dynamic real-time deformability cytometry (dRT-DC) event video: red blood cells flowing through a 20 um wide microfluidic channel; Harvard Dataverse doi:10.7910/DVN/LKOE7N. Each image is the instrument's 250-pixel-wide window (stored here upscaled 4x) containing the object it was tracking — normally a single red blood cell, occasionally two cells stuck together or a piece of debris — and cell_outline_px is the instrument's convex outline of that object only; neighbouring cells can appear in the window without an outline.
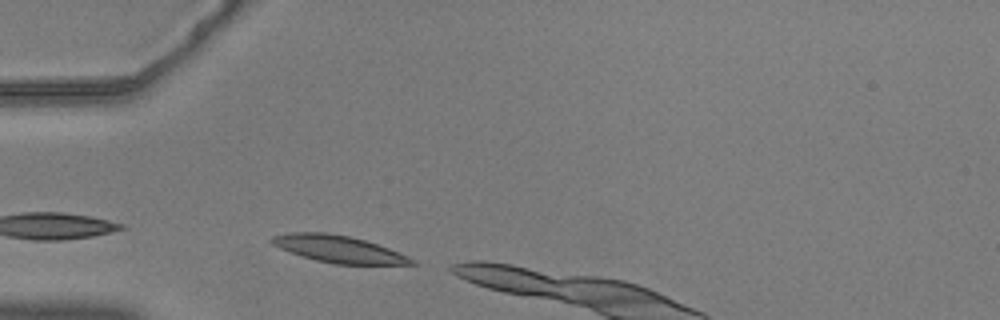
{"species": "common noctule bat (a hibernating species)", "species_latin": "Nyctalus noctula", "temperature_condition": "warm", "stored_images_in_passage": 6, "camera_frame_rate_fps": 3000, "um_per_image_px": 0.085, "animal": {"sex": "male", "body_mass_g": 20.5, "forearm_length_mm": 52.5}, "frame": {"image": 1, "passage_image": 1, "time_ms": 0.0, "image_size_px": [1000, 320], "cell_outline_px": [[416, 264], [332, 264], [300, 256], [280, 248], [272, 244], [268, 240], [272, 236], [288, 232], [328, 232], [352, 236], [388, 248], [408, 256], [416, 260]], "centroid_in_image_um": [28.73, 21.15], "position_along_channel_um": 56.3, "area_um2": 22.14}}